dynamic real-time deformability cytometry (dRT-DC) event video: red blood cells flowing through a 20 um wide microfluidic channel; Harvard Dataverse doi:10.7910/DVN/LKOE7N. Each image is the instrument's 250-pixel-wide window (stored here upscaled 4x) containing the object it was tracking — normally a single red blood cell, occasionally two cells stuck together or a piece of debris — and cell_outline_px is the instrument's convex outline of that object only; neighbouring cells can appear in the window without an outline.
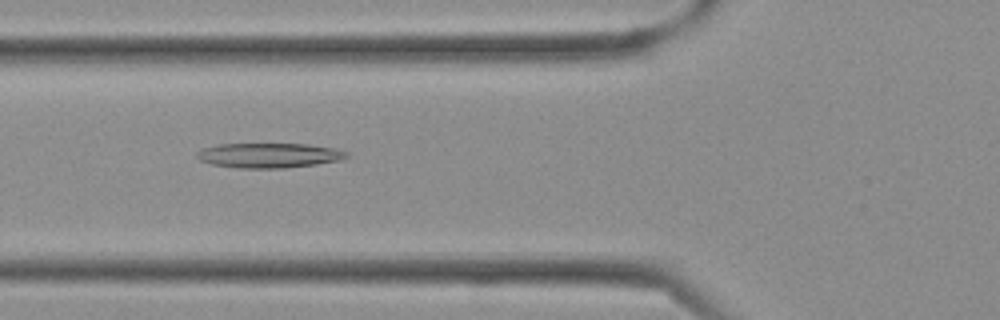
{"species": "Egyptian fruit bat (a non-hibernating species)", "species_latin": "Rousettus aegyptiacus", "temperature_condition": "cold", "stored_images_in_passage": 25, "camera_frame_rate_fps": 3000, "um_per_image_px": 0.085, "frame": {"image": 1, "passage_image": 3, "time_ms": 0.667, "image_size_px": [1000, 320], "cell_outline_px": [[348, 156], [340, 160], [316, 164], [284, 168], [236, 168], [212, 164], [200, 160], [196, 156], [196, 152], [204, 148], [220, 144], [308, 144], [336, 148], [348, 152]], "centroid_in_image_um": [22.88, 13.2], "position_along_channel_um": 102.9, "area_um2": 21.62}}
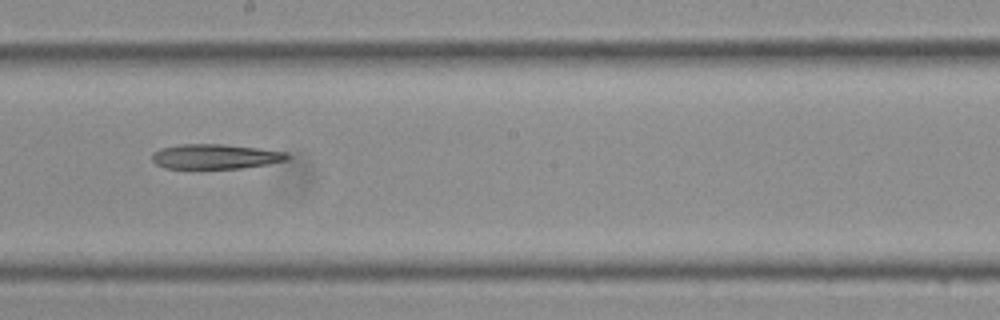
{"frame": {"image": 2, "passage_image": 10, "time_ms": 3.0, "image_size_px": [1000, 320], "cell_outline_px": [[292, 156], [288, 160], [268, 164], [240, 168], [164, 168], [156, 164], [152, 160], [152, 152], [160, 148], [180, 144], [224, 144], [288, 152]], "centroid_in_image_um": [18.32, 13.3], "position_along_channel_um": 229.9, "area_um2": 19.65}}
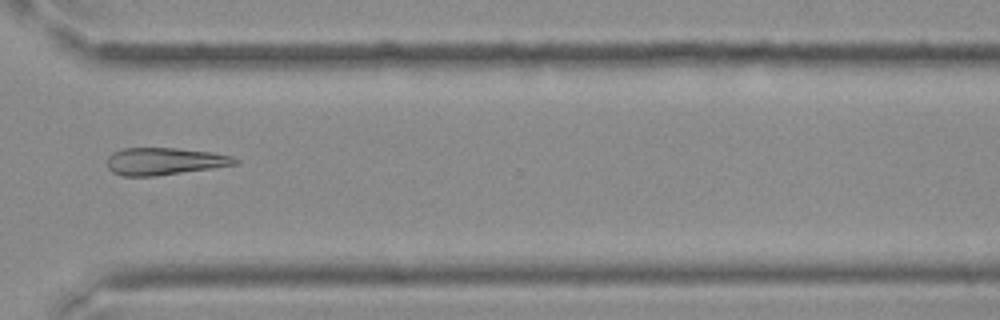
{"frame": {"image": 3, "passage_image": 17, "time_ms": 5.333, "image_size_px": [1000, 320], "cell_outline_px": [[240, 164], [156, 176], [124, 176], [112, 172], [108, 168], [108, 156], [112, 152], [120, 148], [176, 148], [212, 152], [232, 156], [240, 160]], "centroid_in_image_um": [14.0, 13.7], "position_along_channel_um": 356.6, "area_um2": 20.46}}